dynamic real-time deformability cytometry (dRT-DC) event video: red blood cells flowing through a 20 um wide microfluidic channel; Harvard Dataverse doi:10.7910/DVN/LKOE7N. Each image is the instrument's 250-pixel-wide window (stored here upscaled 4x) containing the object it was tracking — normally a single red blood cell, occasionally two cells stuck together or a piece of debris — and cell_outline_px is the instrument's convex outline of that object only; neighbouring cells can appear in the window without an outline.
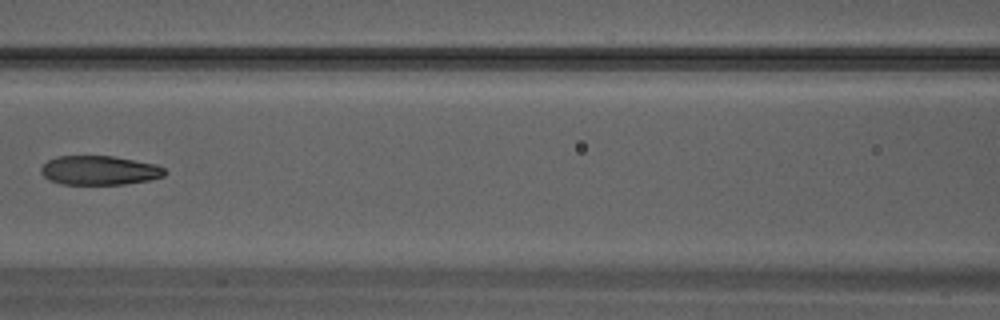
{"species": "Egyptian fruit bat (a non-hibernating species)", "species_latin": "Rousettus aegyptiacus", "temperature_condition": "warm", "stored_images_in_passage": 26, "camera_frame_rate_fps": 3000, "um_per_image_px": 0.085, "animal": {"sex": "male"}, "frame": {"image": 1, "passage_image": 8, "time_ms": 2.333, "image_size_px": [1000, 320], "cell_outline_px": [[168, 172], [164, 176], [148, 180], [124, 184], [60, 184], [48, 180], [40, 172], [40, 168], [48, 160], [56, 156], [112, 156], [156, 164], [164, 168]], "centroid_in_image_um": [8.43, 14.48], "position_along_channel_um": 158.2, "area_um2": 21.1}}
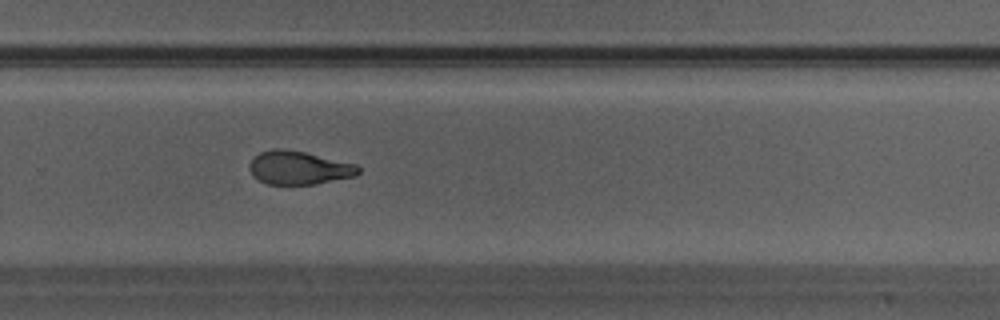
{"frame": {"image": 2, "passage_image": 15, "time_ms": 4.667, "image_size_px": [1000, 320], "cell_outline_px": [[360, 172], [356, 176], [316, 184], [264, 184], [256, 180], [252, 176], [248, 168], [248, 164], [260, 152], [272, 148], [280, 148], [304, 152], [356, 164], [360, 168]], "centroid_in_image_um": [25.37, 14.27], "position_along_channel_um": 304.4, "area_um2": 21.39}}